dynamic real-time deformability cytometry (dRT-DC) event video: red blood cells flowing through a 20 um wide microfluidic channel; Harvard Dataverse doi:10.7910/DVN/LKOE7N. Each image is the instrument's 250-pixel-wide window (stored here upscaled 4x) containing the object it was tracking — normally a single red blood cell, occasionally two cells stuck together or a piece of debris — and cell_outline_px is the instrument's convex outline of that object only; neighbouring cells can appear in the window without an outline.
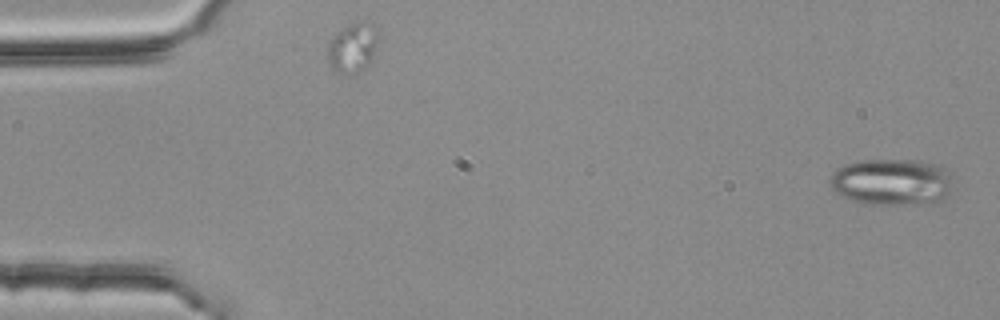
{"species": "common noctule bat (a hibernating species)", "species_latin": "Nyctalus noctula", "temperature_condition": "room temperature", "stored_images_in_passage": 4, "camera_frame_rate_fps": 3000, "um_per_image_px": 0.085, "animal": {"sex": "female", "body_mass_g": 25.1}, "frame": {"image": 1, "passage_image": 1, "time_ms": 0.0, "image_size_px": [1000, 320], "cell_outline_px": [[952, 192], [940, 204], [864, 204], [840, 196], [832, 188], [832, 172], [836, 168], [844, 164], [860, 160], [924, 160], [936, 164], [944, 168], [948, 172]], "centroid_in_image_um": [75.84, 15.48], "position_along_channel_um": 9.2, "area_um2": 33.93}}